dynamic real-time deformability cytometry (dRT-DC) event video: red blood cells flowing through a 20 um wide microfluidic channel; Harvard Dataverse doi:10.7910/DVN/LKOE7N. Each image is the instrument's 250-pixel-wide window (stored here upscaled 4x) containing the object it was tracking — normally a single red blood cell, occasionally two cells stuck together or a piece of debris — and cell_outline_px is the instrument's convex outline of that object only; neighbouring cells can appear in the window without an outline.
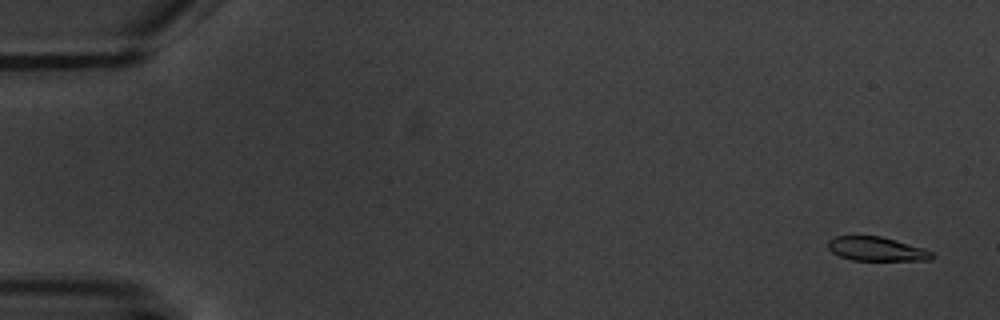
{"species": "common noctule bat (a hibernating species)", "species_latin": "Nyctalus noctula", "temperature_condition": "warm", "stored_images_in_passage": 6, "camera_frame_rate_fps": 3000, "um_per_image_px": 0.085, "animal": {"sex": "male", "body_mass_g": 20.1, "forearm_length_mm": 53.5}, "frame": {"image": 1, "passage_image": 1, "time_ms": 0.0, "image_size_px": [1000, 320], "cell_outline_px": [[936, 256], [932, 260], [852, 260], [840, 256], [832, 252], [828, 248], [828, 240], [836, 236], [880, 236], [896, 240], [924, 248], [932, 252]], "centroid_in_image_um": [74.53, 21.16], "position_along_channel_um": 10.5, "area_um2": 14.57}}
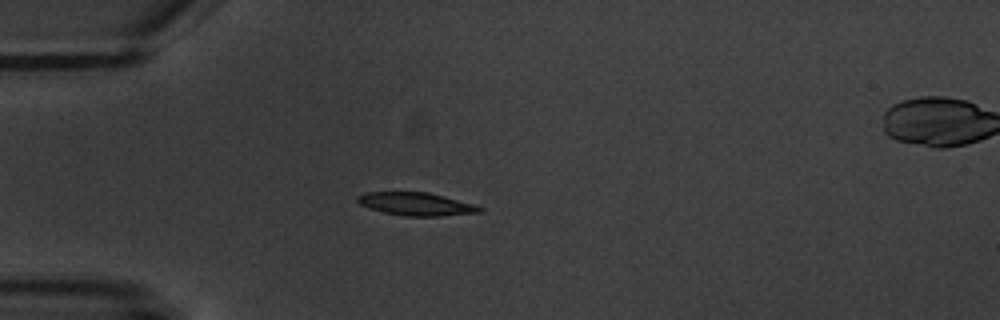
{"frame": {"image": 2, "passage_image": 5, "time_ms": 4.667, "image_size_px": [1000, 320], "cell_outline_px": [[484, 212], [440, 216], [404, 216], [384, 212], [368, 208], [360, 204], [356, 200], [356, 196], [364, 192], [428, 192], [476, 204], [484, 208]], "centroid_in_image_um": [35.4, 17.34], "position_along_channel_um": 49.6, "area_um2": 16.59}}